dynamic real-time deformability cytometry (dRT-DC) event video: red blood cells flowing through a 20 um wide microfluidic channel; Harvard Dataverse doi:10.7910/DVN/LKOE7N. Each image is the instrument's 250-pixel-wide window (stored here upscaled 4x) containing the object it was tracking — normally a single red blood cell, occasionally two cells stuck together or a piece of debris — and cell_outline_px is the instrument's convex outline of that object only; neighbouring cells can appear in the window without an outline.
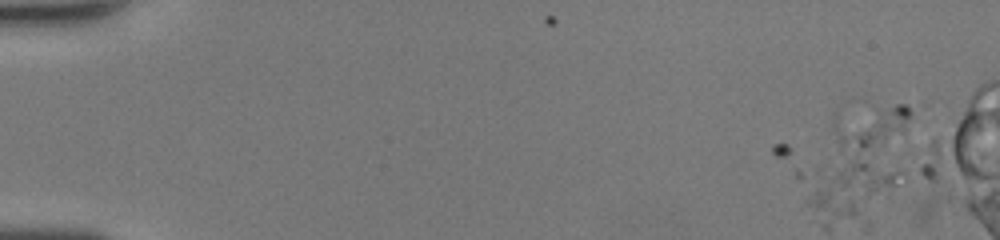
{"species": "human", "species_latin": "Homo sapiens", "temperature_condition": "room temperature", "stored_images_in_passage": 4, "segment_of_instrument_passage": [1, 2], "camera_frame_rate_fps": 3000, "um_per_image_px": 0.085, "donor": {"sex": "female"}, "frame": {"image": 1, "passage_image": 3, "time_ms": 0.667, "image_size_px": [1000, 240], "cell_outline_px": [[912, 116], [900, 172], [896, 184], [888, 196], [844, 184], [836, 176], [832, 128], [832, 116], [836, 108], [844, 100], [852, 96], [904, 104], [912, 108]], "centroid_in_image_um": [73.97, 12.13], "position_along_channel_um": 11.0, "area_um2": 45.2}}